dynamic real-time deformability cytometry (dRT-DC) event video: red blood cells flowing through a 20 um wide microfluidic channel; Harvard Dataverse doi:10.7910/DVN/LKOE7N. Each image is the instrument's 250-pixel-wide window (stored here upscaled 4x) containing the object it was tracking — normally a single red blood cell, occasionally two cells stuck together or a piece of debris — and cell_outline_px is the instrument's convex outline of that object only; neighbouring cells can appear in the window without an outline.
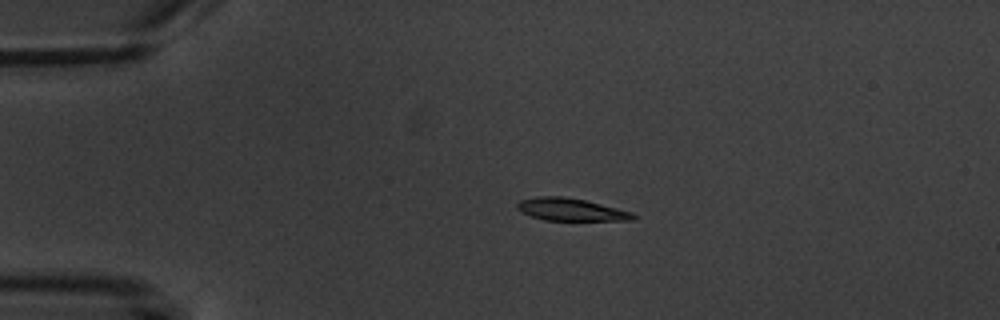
{"species": "common noctule bat (a hibernating species)", "species_latin": "Nyctalus noctula", "temperature_condition": "warm", "stored_images_in_passage": 4, "camera_frame_rate_fps": 3000, "um_per_image_px": 0.085, "animal": {"sex": "male", "body_mass_g": 20.1, "forearm_length_mm": 53.5}, "frame": {"image": 1, "passage_image": 3, "time_ms": 3.333, "image_size_px": [1000, 320], "cell_outline_px": [[636, 216], [632, 220], [544, 220], [520, 212], [516, 208], [516, 204], [520, 200], [536, 196], [564, 196], [584, 200], [632, 212]], "centroid_in_image_um": [48.45, 17.8], "position_along_channel_um": 36.5, "area_um2": 15.09}}